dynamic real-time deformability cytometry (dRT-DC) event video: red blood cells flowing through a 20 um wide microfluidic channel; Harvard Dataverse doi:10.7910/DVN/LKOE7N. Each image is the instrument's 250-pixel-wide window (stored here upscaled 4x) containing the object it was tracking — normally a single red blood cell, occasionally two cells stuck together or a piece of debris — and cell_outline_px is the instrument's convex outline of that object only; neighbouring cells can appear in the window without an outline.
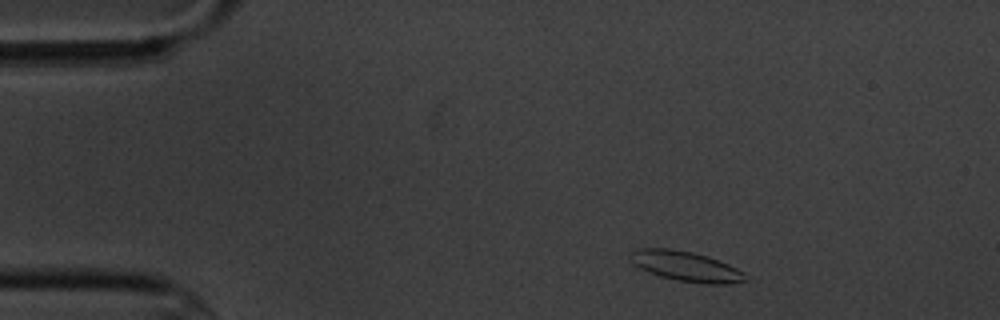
{"species": "common noctule bat (a hibernating species)", "species_latin": "Nyctalus noctula", "temperature_condition": "cold", "stored_images_in_passage": 4, "camera_frame_rate_fps": 3000, "um_per_image_px": 0.085, "animal": {"sex": "male", "body_mass_g": 20.1, "forearm_length_mm": 53.5}, "frame": {"image": 1, "passage_image": 2, "time_ms": 1.0, "image_size_px": [1000, 320], "cell_outline_px": [[744, 280], [732, 284], [704, 284], [676, 280], [660, 276], [648, 272], [640, 268], [632, 260], [632, 252], [640, 248], [672, 248], [692, 252], [708, 256], [728, 264], [744, 272]], "centroid_in_image_um": [58.33, 22.64], "position_along_channel_um": 26.7, "area_um2": 19.88}}